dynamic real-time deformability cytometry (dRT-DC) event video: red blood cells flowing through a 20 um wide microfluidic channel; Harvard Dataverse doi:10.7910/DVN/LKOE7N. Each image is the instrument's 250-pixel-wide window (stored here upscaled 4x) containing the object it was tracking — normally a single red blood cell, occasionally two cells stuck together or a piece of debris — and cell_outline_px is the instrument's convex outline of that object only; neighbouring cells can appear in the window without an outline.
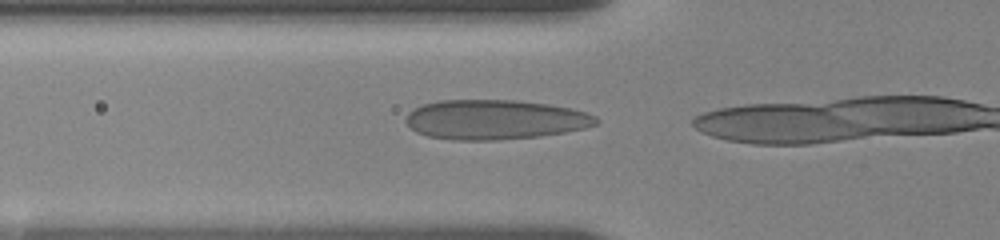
{"species": "human", "species_latin": "Homo sapiens", "temperature_condition": "room temperature", "stored_images_in_passage": 4, "camera_frame_rate_fps": 3000, "um_per_image_px": 0.085, "donor": {"sex": "female"}, "frame": {"image": 1, "passage_image": 2, "time_ms": 0.333, "image_size_px": [1000, 240], "cell_outline_px": [[600, 120], [596, 124], [584, 128], [564, 132], [540, 136], [496, 140], [452, 140], [428, 136], [416, 132], [404, 120], [408, 112], [424, 104], [440, 100], [516, 100], [548, 104], [568, 108], [584, 112], [596, 116]], "centroid_in_image_um": [42.05, 10.17], "position_along_channel_um": 83.7, "area_um2": 43.87}}